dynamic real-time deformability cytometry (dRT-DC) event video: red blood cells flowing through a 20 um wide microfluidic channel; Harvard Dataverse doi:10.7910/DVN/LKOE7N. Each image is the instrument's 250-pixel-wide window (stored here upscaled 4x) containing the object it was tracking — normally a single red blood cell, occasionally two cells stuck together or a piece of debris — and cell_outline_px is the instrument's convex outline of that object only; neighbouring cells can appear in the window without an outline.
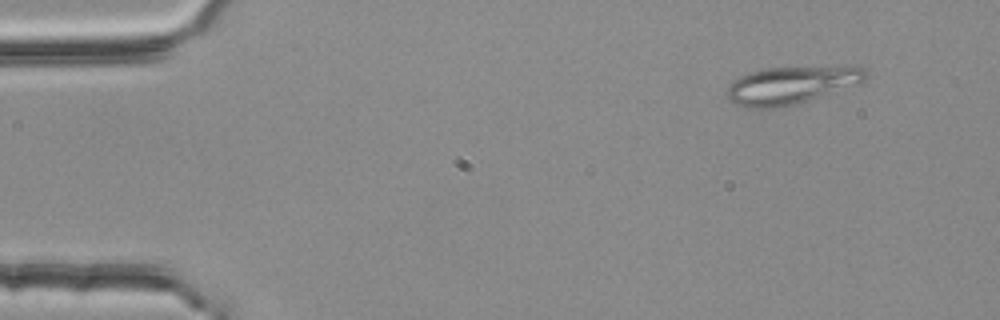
{"species": "common noctule bat (a hibernating species)", "species_latin": "Nyctalus noctula", "temperature_condition": "room temperature", "stored_images_in_passage": 54, "segment_of_instrument_passage": [1, 2], "camera_frame_rate_fps": 3000, "um_per_image_px": 0.085, "animal": {"sex": "female", "body_mass_g": 25.1}, "frame": {"image": 1, "passage_image": 5, "time_ms": 1.333, "image_size_px": [1000, 320], "cell_outline_px": [[868, 76], [860, 84], [808, 100], [792, 104], [772, 108], [744, 108], [728, 100], [724, 92], [732, 80], [740, 76], [764, 68], [844, 64], [864, 68], [868, 72]], "centroid_in_image_um": [67.29, 7.19], "position_along_channel_um": 17.7, "area_um2": 31.27}}